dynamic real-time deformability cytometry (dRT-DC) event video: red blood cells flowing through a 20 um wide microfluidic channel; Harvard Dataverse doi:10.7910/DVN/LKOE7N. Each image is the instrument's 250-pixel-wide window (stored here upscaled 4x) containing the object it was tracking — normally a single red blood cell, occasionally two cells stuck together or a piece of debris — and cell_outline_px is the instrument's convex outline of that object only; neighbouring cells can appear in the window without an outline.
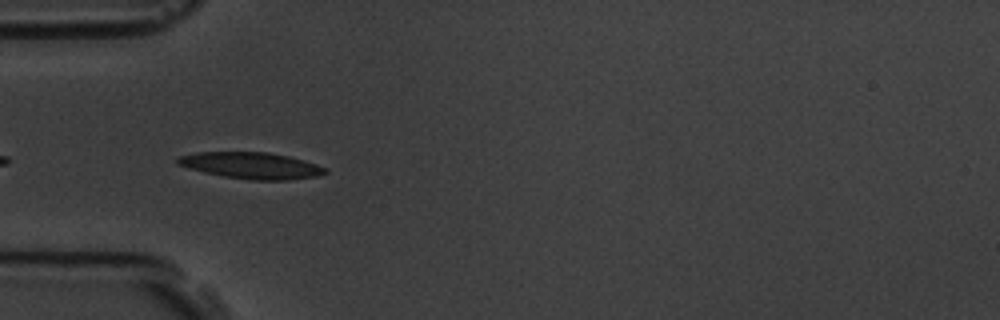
{"species": "common noctule bat (a hibernating species)", "species_latin": "Nyctalus noctula", "temperature_condition": "room temperature", "stored_images_in_passage": 26, "camera_frame_rate_fps": 3000, "um_per_image_px": 0.085, "animal": {"sex": "male", "body_mass_g": 19.5, "forearm_length_mm": 54.6}, "frame": {"image": 1, "passage_image": 2, "time_ms": 0.333, "image_size_px": [1000, 320], "cell_outline_px": [[328, 172], [316, 176], [288, 180], [252, 180], [224, 176], [204, 172], [188, 168], [176, 164], [176, 160], [180, 156], [196, 152], [268, 152], [288, 156], [304, 160], [316, 164], [324, 168]], "centroid_in_image_um": [21.34, 14.06], "position_along_channel_um": 63.7, "area_um2": 22.6}}
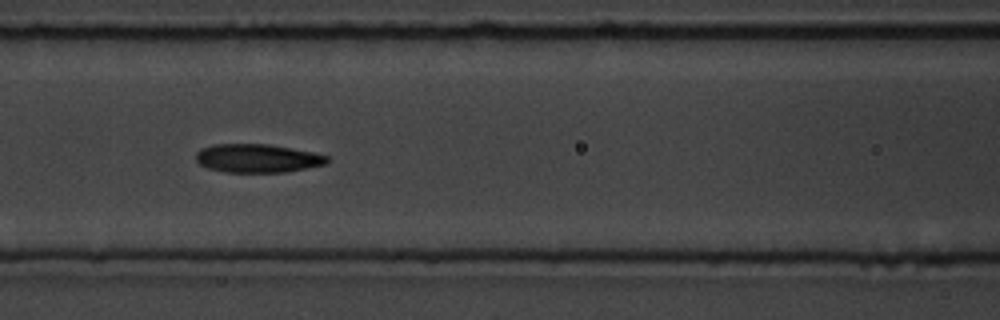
{"frame": {"image": 2, "passage_image": 9, "time_ms": 2.667, "image_size_px": [1000, 320], "cell_outline_px": [[328, 164], [284, 172], [224, 172], [208, 168], [200, 164], [196, 160], [196, 152], [200, 148], [212, 144], [268, 144], [312, 152], [328, 156]], "centroid_in_image_um": [21.85, 13.45], "position_along_channel_um": 144.7, "area_um2": 21.79}}
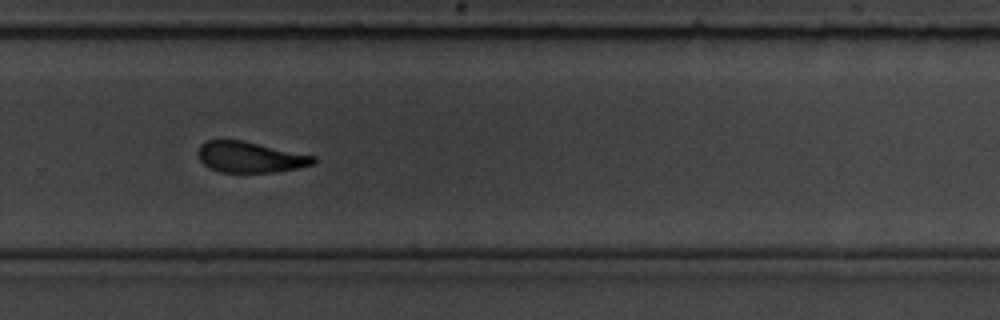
{"frame": {"image": 3, "passage_image": 23, "time_ms": 7.333, "image_size_px": [1000, 320], "cell_outline_px": [[316, 160], [312, 164], [296, 168], [276, 172], [220, 172], [208, 168], [200, 160], [196, 152], [200, 144], [208, 140], [240, 140], [316, 156]], "centroid_in_image_um": [21.21, 13.36], "position_along_channel_um": 308.6, "area_um2": 20.63}}